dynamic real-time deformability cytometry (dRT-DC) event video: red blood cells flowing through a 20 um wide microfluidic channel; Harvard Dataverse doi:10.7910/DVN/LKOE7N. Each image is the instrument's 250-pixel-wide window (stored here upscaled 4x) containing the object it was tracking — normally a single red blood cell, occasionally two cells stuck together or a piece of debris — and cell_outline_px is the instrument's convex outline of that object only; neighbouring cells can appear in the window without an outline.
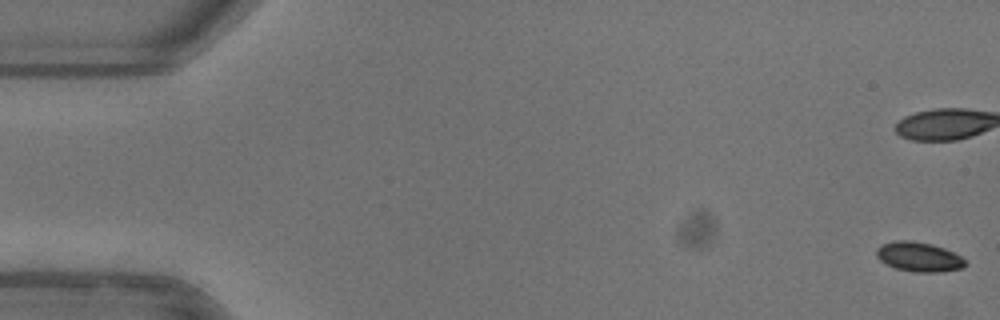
{"species": "common noctule bat (a hibernating species)", "species_latin": "Nyctalus noctula", "temperature_condition": "warm", "stored_images_in_passage": 47, "camera_frame_rate_fps": 3000, "um_per_image_px": 0.085, "animal": {"sex": "female"}, "frame": {"image": 1, "passage_image": 1, "time_ms": 0.0, "image_size_px": [1000, 320], "cell_outline_px": [[964, 264], [960, 268], [940, 272], [916, 272], [896, 268], [880, 260], [876, 256], [876, 248], [880, 244], [892, 240], [912, 240], [932, 244], [944, 248], [960, 256], [964, 260]], "centroid_in_image_um": [78.04, 21.8], "position_along_channel_um": 7.0, "area_um2": 15.2}, "authors_computed_cell_mechanics": {"area_um2": 16.473, "velocity_mm_per_s": 3.9712, "shape_relaxation_time_tau1_ms": 2.8713, "shape_relaxation_time_tau2_ms": null, "deformation_change_tau1": 0.0906, "deformation_change_tau2": null}}